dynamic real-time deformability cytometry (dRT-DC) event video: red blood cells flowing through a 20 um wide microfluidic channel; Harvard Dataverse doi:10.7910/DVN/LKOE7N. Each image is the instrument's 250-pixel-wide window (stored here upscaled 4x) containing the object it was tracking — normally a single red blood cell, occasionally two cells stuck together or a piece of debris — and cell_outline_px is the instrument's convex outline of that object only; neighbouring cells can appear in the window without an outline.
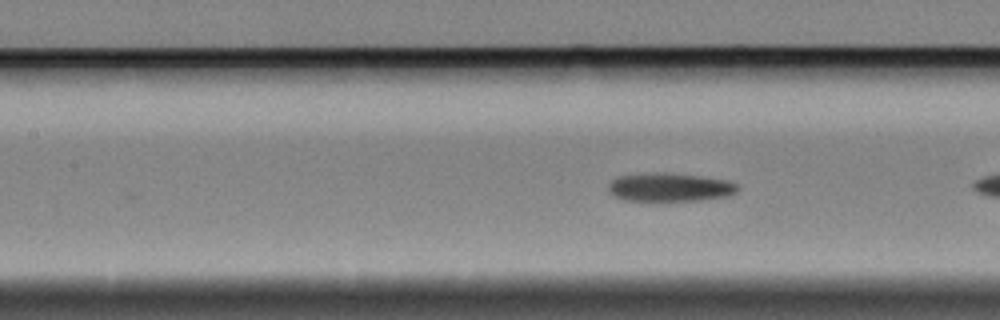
{"species": "Egyptian fruit bat (a non-hibernating species)", "species_latin": "Rousettus aegyptiacus", "temperature_condition": "cold", "stored_images_in_passage": 20, "camera_frame_rate_fps": 3000, "um_per_image_px": 0.085, "animal": {"sex": "female"}, "frame": {"image": 1, "passage_image": 9, "time_ms": 2.667, "image_size_px": [1000, 320], "cell_outline_px": [[740, 188], [736, 192], [728, 196], [696, 200], [624, 200], [616, 196], [608, 188], [608, 184], [612, 180], [620, 176], [700, 176], [724, 180], [736, 184]], "centroid_in_image_um": [57.0, 15.97], "position_along_channel_um": 150.4, "area_um2": 19.77}}